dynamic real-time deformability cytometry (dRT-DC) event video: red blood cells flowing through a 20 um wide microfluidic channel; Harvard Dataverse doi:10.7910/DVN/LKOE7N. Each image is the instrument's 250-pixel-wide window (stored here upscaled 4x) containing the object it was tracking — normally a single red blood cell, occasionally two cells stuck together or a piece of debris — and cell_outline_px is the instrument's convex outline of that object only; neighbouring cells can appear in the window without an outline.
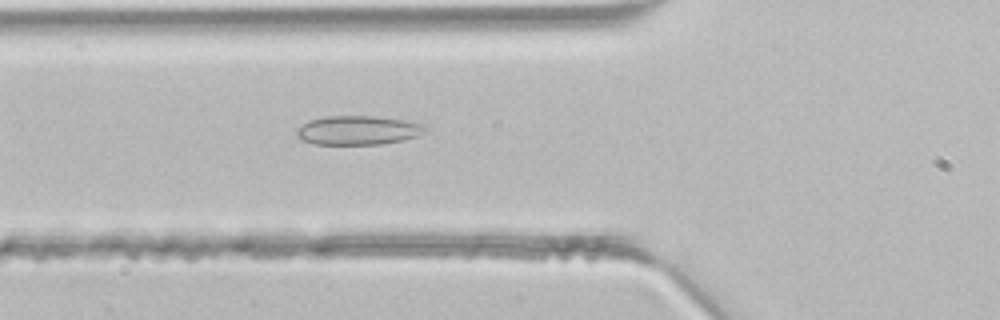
{"species": "common noctule bat (a hibernating species)", "species_latin": "Nyctalus noctula", "temperature_condition": "room temperature", "stored_images_in_passage": 3, "camera_frame_rate_fps": 3000, "um_per_image_px": 0.085, "animal": {"sex": "male", "body_mass_g": 21.5, "forearm_length_mm": 52.0}, "frame": {"image": 1, "passage_image": 3, "time_ms": 0.667, "image_size_px": [1000, 320], "cell_outline_px": [[424, 132], [416, 136], [404, 140], [380, 144], [312, 144], [296, 136], [296, 128], [312, 120], [328, 116], [372, 116], [404, 120], [424, 124]], "centroid_in_image_um": [30.41, 11.08], "position_along_channel_um": 95.4, "area_um2": 21.5}}